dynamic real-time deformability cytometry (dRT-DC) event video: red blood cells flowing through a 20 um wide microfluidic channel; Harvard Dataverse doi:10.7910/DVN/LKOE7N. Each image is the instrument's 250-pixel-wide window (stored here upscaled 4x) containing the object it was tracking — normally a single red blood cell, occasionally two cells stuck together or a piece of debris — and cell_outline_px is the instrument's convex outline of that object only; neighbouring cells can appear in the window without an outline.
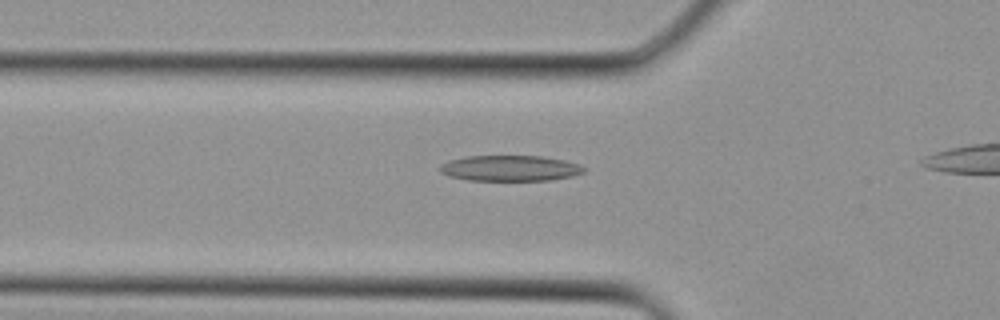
{"species": "Egyptian fruit bat (a non-hibernating species)", "species_latin": "Rousettus aegyptiacus", "temperature_condition": "cold", "stored_images_in_passage": 8, "camera_frame_rate_fps": 3000, "um_per_image_px": 0.085, "animal": {"sex": "female"}, "frame": {"image": 1, "passage_image": 2, "time_ms": 0.333, "image_size_px": [1000, 320], "cell_outline_px": [[584, 172], [572, 176], [548, 180], [468, 180], [448, 176], [440, 172], [440, 164], [448, 160], [468, 156], [544, 156], [564, 160], [580, 164], [584, 168]], "centroid_in_image_um": [43.33, 14.29], "position_along_channel_um": 82.5, "area_um2": 21.56}}
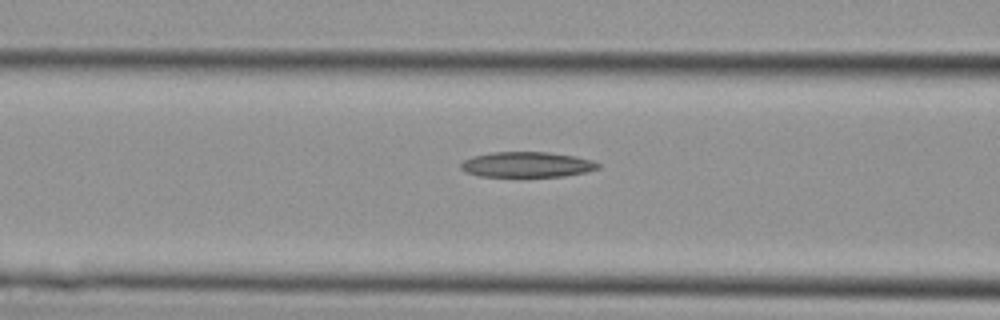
{"frame": {"image": 2, "passage_image": 4, "time_ms": 1.0, "image_size_px": [1000, 320], "cell_outline_px": [[600, 168], [588, 172], [564, 176], [520, 180], [480, 176], [464, 172], [460, 168], [460, 164], [464, 160], [472, 156], [492, 152], [548, 152], [576, 156], [592, 160], [600, 164]], "centroid_in_image_um": [44.77, 14.04], "position_along_channel_um": 121.8, "area_um2": 21.62}}
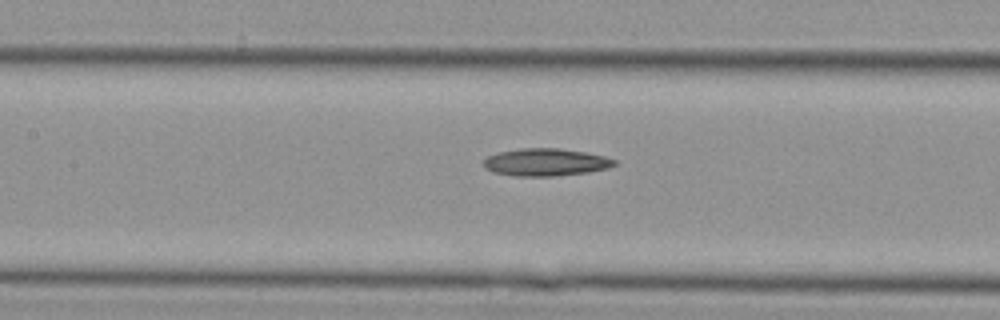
{"frame": {"image": 3, "passage_image": 6, "time_ms": 1.667, "image_size_px": [1000, 320], "cell_outline_px": [[616, 164], [608, 168], [588, 172], [556, 176], [516, 176], [492, 172], [484, 168], [484, 160], [488, 156], [500, 152], [520, 148], [560, 148], [584, 152], [604, 156], [616, 160]], "centroid_in_image_um": [46.38, 13.79], "position_along_channel_um": 161.0, "area_um2": 20.92}}